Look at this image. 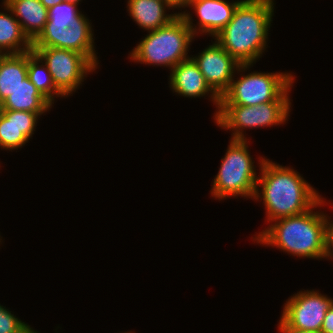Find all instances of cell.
Masks as SVG:
<instances>
[{"label":"cell","instance_id":"1","mask_svg":"<svg viewBox=\"0 0 333 333\" xmlns=\"http://www.w3.org/2000/svg\"><path fill=\"white\" fill-rule=\"evenodd\" d=\"M259 159L261 175L258 176L253 199L263 200L268 222L304 213L323 198L293 168L281 166L265 157Z\"/></svg>","mask_w":333,"mask_h":333},{"label":"cell","instance_id":"2","mask_svg":"<svg viewBox=\"0 0 333 333\" xmlns=\"http://www.w3.org/2000/svg\"><path fill=\"white\" fill-rule=\"evenodd\" d=\"M274 5V0H242L233 18L213 39L238 63H256L268 47Z\"/></svg>","mask_w":333,"mask_h":333},{"label":"cell","instance_id":"3","mask_svg":"<svg viewBox=\"0 0 333 333\" xmlns=\"http://www.w3.org/2000/svg\"><path fill=\"white\" fill-rule=\"evenodd\" d=\"M325 203L322 198L312 209L281 218L253 237L257 243L276 247L297 257L322 259L325 253L327 214L313 211Z\"/></svg>","mask_w":333,"mask_h":333},{"label":"cell","instance_id":"4","mask_svg":"<svg viewBox=\"0 0 333 333\" xmlns=\"http://www.w3.org/2000/svg\"><path fill=\"white\" fill-rule=\"evenodd\" d=\"M148 33L130 52L132 61L172 69L191 58L187 54L195 36L181 13L168 24Z\"/></svg>","mask_w":333,"mask_h":333},{"label":"cell","instance_id":"5","mask_svg":"<svg viewBox=\"0 0 333 333\" xmlns=\"http://www.w3.org/2000/svg\"><path fill=\"white\" fill-rule=\"evenodd\" d=\"M247 140L230 139L227 152L213 180L212 197L254 198L258 176Z\"/></svg>","mask_w":333,"mask_h":333},{"label":"cell","instance_id":"6","mask_svg":"<svg viewBox=\"0 0 333 333\" xmlns=\"http://www.w3.org/2000/svg\"><path fill=\"white\" fill-rule=\"evenodd\" d=\"M231 81L228 90L220 97V105L254 106L271 101H290L289 92L294 83L290 73L251 72L240 74Z\"/></svg>","mask_w":333,"mask_h":333},{"label":"cell","instance_id":"7","mask_svg":"<svg viewBox=\"0 0 333 333\" xmlns=\"http://www.w3.org/2000/svg\"><path fill=\"white\" fill-rule=\"evenodd\" d=\"M290 101H271L254 106L220 105L214 120L221 129L232 130L231 139L247 140L245 128L282 125L288 121Z\"/></svg>","mask_w":333,"mask_h":333},{"label":"cell","instance_id":"8","mask_svg":"<svg viewBox=\"0 0 333 333\" xmlns=\"http://www.w3.org/2000/svg\"><path fill=\"white\" fill-rule=\"evenodd\" d=\"M32 50L46 64L56 88L66 97L79 89L89 72L97 69L76 51L54 47H32Z\"/></svg>","mask_w":333,"mask_h":333},{"label":"cell","instance_id":"9","mask_svg":"<svg viewBox=\"0 0 333 333\" xmlns=\"http://www.w3.org/2000/svg\"><path fill=\"white\" fill-rule=\"evenodd\" d=\"M333 299L315 290L299 291L284 304L278 329L321 331Z\"/></svg>","mask_w":333,"mask_h":333},{"label":"cell","instance_id":"10","mask_svg":"<svg viewBox=\"0 0 333 333\" xmlns=\"http://www.w3.org/2000/svg\"><path fill=\"white\" fill-rule=\"evenodd\" d=\"M191 58L198 65L207 84L219 97L230 87L236 71L244 72L253 66L238 63L216 40L199 55Z\"/></svg>","mask_w":333,"mask_h":333},{"label":"cell","instance_id":"11","mask_svg":"<svg viewBox=\"0 0 333 333\" xmlns=\"http://www.w3.org/2000/svg\"><path fill=\"white\" fill-rule=\"evenodd\" d=\"M241 2V0L231 3L226 0H191L185 7H193L199 19L197 26L193 24L190 12L180 13L195 37L200 32V34H208L214 38L233 18V14Z\"/></svg>","mask_w":333,"mask_h":333},{"label":"cell","instance_id":"12","mask_svg":"<svg viewBox=\"0 0 333 333\" xmlns=\"http://www.w3.org/2000/svg\"><path fill=\"white\" fill-rule=\"evenodd\" d=\"M44 113L3 110L0 116V147L9 151L22 148L34 134L37 121Z\"/></svg>","mask_w":333,"mask_h":333},{"label":"cell","instance_id":"13","mask_svg":"<svg viewBox=\"0 0 333 333\" xmlns=\"http://www.w3.org/2000/svg\"><path fill=\"white\" fill-rule=\"evenodd\" d=\"M169 77V86L174 93L189 98L203 97L211 93L209 97L219 110L220 97L207 84L205 77L192 58L174 66Z\"/></svg>","mask_w":333,"mask_h":333},{"label":"cell","instance_id":"14","mask_svg":"<svg viewBox=\"0 0 333 333\" xmlns=\"http://www.w3.org/2000/svg\"><path fill=\"white\" fill-rule=\"evenodd\" d=\"M77 6V4L63 1L50 7L45 28L32 42V47L61 48L63 29L68 28L75 18L82 13Z\"/></svg>","mask_w":333,"mask_h":333},{"label":"cell","instance_id":"15","mask_svg":"<svg viewBox=\"0 0 333 333\" xmlns=\"http://www.w3.org/2000/svg\"><path fill=\"white\" fill-rule=\"evenodd\" d=\"M21 25L23 32L33 42L44 30L48 9L40 0H3Z\"/></svg>","mask_w":333,"mask_h":333},{"label":"cell","instance_id":"16","mask_svg":"<svg viewBox=\"0 0 333 333\" xmlns=\"http://www.w3.org/2000/svg\"><path fill=\"white\" fill-rule=\"evenodd\" d=\"M127 2L129 16L146 31L161 28L179 14V12L166 14V9L173 8L167 2L160 0H128Z\"/></svg>","mask_w":333,"mask_h":333},{"label":"cell","instance_id":"17","mask_svg":"<svg viewBox=\"0 0 333 333\" xmlns=\"http://www.w3.org/2000/svg\"><path fill=\"white\" fill-rule=\"evenodd\" d=\"M89 19L80 14L69 25L63 29L61 49H68L83 54L96 68H98V58L95 53V43L93 29Z\"/></svg>","mask_w":333,"mask_h":333},{"label":"cell","instance_id":"18","mask_svg":"<svg viewBox=\"0 0 333 333\" xmlns=\"http://www.w3.org/2000/svg\"><path fill=\"white\" fill-rule=\"evenodd\" d=\"M2 4L5 13L0 12V54H19L31 51L32 41L23 32L11 10L6 4Z\"/></svg>","mask_w":333,"mask_h":333},{"label":"cell","instance_id":"19","mask_svg":"<svg viewBox=\"0 0 333 333\" xmlns=\"http://www.w3.org/2000/svg\"><path fill=\"white\" fill-rule=\"evenodd\" d=\"M51 107L52 104L40 93L28 77L11 95L2 101L3 110L46 112Z\"/></svg>","mask_w":333,"mask_h":333},{"label":"cell","instance_id":"20","mask_svg":"<svg viewBox=\"0 0 333 333\" xmlns=\"http://www.w3.org/2000/svg\"><path fill=\"white\" fill-rule=\"evenodd\" d=\"M27 78V52L0 54V102Z\"/></svg>","mask_w":333,"mask_h":333},{"label":"cell","instance_id":"21","mask_svg":"<svg viewBox=\"0 0 333 333\" xmlns=\"http://www.w3.org/2000/svg\"><path fill=\"white\" fill-rule=\"evenodd\" d=\"M27 77L52 105L55 97H65L53 83L46 64L33 50L27 51Z\"/></svg>","mask_w":333,"mask_h":333},{"label":"cell","instance_id":"22","mask_svg":"<svg viewBox=\"0 0 333 333\" xmlns=\"http://www.w3.org/2000/svg\"><path fill=\"white\" fill-rule=\"evenodd\" d=\"M34 331L30 325L22 322L0 304V333H33Z\"/></svg>","mask_w":333,"mask_h":333},{"label":"cell","instance_id":"23","mask_svg":"<svg viewBox=\"0 0 333 333\" xmlns=\"http://www.w3.org/2000/svg\"><path fill=\"white\" fill-rule=\"evenodd\" d=\"M327 215L326 233H325V253L323 259L333 257V221L329 220Z\"/></svg>","mask_w":333,"mask_h":333},{"label":"cell","instance_id":"24","mask_svg":"<svg viewBox=\"0 0 333 333\" xmlns=\"http://www.w3.org/2000/svg\"><path fill=\"white\" fill-rule=\"evenodd\" d=\"M321 333H333V304L325 314Z\"/></svg>","mask_w":333,"mask_h":333},{"label":"cell","instance_id":"25","mask_svg":"<svg viewBox=\"0 0 333 333\" xmlns=\"http://www.w3.org/2000/svg\"><path fill=\"white\" fill-rule=\"evenodd\" d=\"M280 333H321L320 331L297 330V329H278Z\"/></svg>","mask_w":333,"mask_h":333},{"label":"cell","instance_id":"26","mask_svg":"<svg viewBox=\"0 0 333 333\" xmlns=\"http://www.w3.org/2000/svg\"><path fill=\"white\" fill-rule=\"evenodd\" d=\"M40 2L49 9L52 6H55L56 4H59L63 2V0H40Z\"/></svg>","mask_w":333,"mask_h":333},{"label":"cell","instance_id":"27","mask_svg":"<svg viewBox=\"0 0 333 333\" xmlns=\"http://www.w3.org/2000/svg\"><path fill=\"white\" fill-rule=\"evenodd\" d=\"M191 0H174V9L184 8Z\"/></svg>","mask_w":333,"mask_h":333},{"label":"cell","instance_id":"28","mask_svg":"<svg viewBox=\"0 0 333 333\" xmlns=\"http://www.w3.org/2000/svg\"><path fill=\"white\" fill-rule=\"evenodd\" d=\"M160 1L167 2L174 10V0H160Z\"/></svg>","mask_w":333,"mask_h":333},{"label":"cell","instance_id":"29","mask_svg":"<svg viewBox=\"0 0 333 333\" xmlns=\"http://www.w3.org/2000/svg\"><path fill=\"white\" fill-rule=\"evenodd\" d=\"M64 2H68V3H73V4H79L80 1L82 0H63Z\"/></svg>","mask_w":333,"mask_h":333},{"label":"cell","instance_id":"30","mask_svg":"<svg viewBox=\"0 0 333 333\" xmlns=\"http://www.w3.org/2000/svg\"><path fill=\"white\" fill-rule=\"evenodd\" d=\"M3 108H2V102H0V116L2 114Z\"/></svg>","mask_w":333,"mask_h":333}]
</instances>
